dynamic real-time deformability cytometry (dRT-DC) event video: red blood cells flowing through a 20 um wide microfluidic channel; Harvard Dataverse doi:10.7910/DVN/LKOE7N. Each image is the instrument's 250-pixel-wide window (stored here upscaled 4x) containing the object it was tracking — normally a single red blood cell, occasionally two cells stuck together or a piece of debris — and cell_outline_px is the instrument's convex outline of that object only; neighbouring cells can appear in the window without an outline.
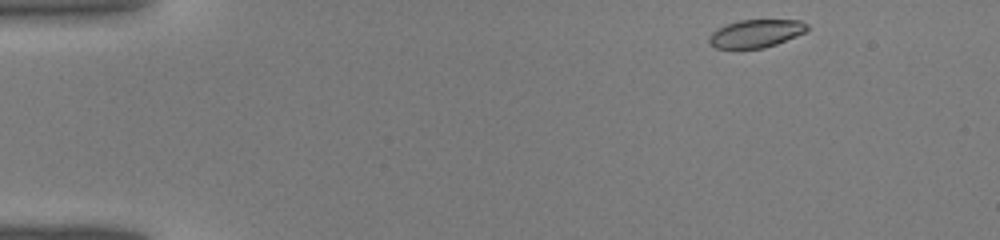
{"species": "common noctule bat (a hibernating species)", "species_latin": "Nyctalus noctula", "temperature_condition": "warm", "stored_images_in_passage": 39, "camera_frame_rate_fps": 3000, "um_per_image_px": 0.085, "animal": {"sex": "male", "body_mass_g": 19.0, "forearm_length_mm": 50.8}, "frame": {"image": 1, "passage_image": 1, "time_ms": 0.0, "image_size_px": [1000, 240], "cell_outline_px": [[808, 28], [804, 32], [796, 36], [776, 44], [764, 48], [716, 48], [708, 44], [708, 36], [716, 28], [740, 20], [800, 20], [808, 24]], "centroid_in_image_um": [64.22, 2.85], "position_along_channel_um": 20.8, "area_um2": 15.95}}
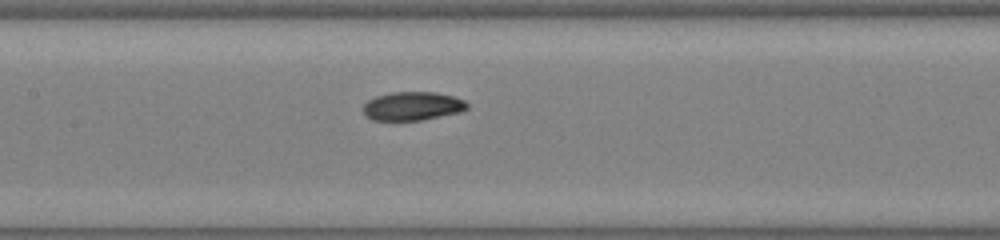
{"frame": {"image": 2, "passage_image": 17, "time_ms": 5.333, "image_size_px": [1000, 240], "cell_outline_px": [[468, 108], [460, 112], [420, 120], [372, 120], [364, 116], [364, 104], [368, 100], [376, 96], [392, 92], [436, 92], [452, 96], [464, 100], [468, 104]], "centroid_in_image_um": [35.05, 9.01], "position_along_channel_um": 172.4, "area_um2": 17.28}}
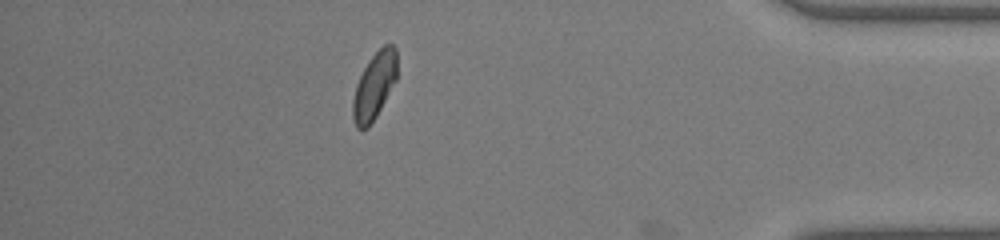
{"frame": {"image": 3, "passage_image": 34, "time_ms": 11.0, "image_size_px": [1000, 240], "cell_outline_px": [[396, 80], [376, 116], [368, 128], [360, 132], [356, 128], [352, 116], [352, 100], [356, 84], [364, 68], [372, 56], [384, 44], [392, 44], [396, 48]], "centroid_in_image_um": [31.79, 7.34], "position_along_channel_um": 403.4, "area_um2": 17.17}}